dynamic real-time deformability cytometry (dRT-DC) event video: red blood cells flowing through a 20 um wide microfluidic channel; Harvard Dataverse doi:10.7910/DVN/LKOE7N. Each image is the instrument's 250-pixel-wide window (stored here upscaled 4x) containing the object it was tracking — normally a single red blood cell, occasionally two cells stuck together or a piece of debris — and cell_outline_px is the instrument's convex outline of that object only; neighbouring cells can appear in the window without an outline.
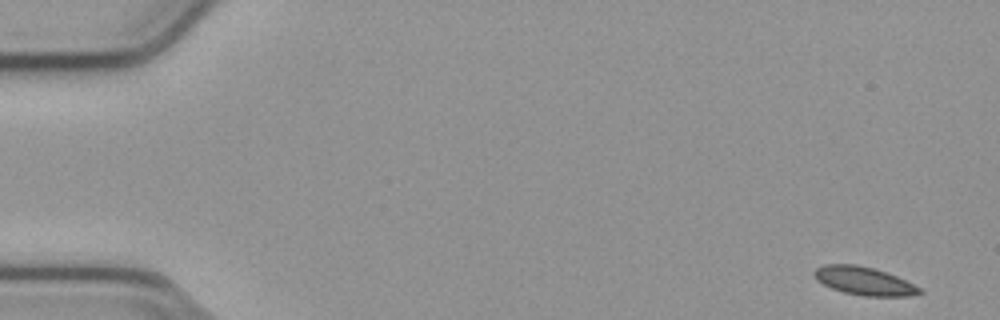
{"species": "common noctule bat (a hibernating species)", "species_latin": "Nyctalus noctula", "temperature_condition": "cold", "stored_images_in_passage": 53, "camera_frame_rate_fps": 3000, "um_per_image_px": 0.085, "animal": {"sex": "male", "body_mass_g": 23.1, "forearm_length_mm": 52.7}, "frame": {"image": 1, "passage_image": 1, "time_ms": 0.0, "image_size_px": [1000, 320], "cell_outline_px": [[924, 292], [908, 296], [864, 296], [844, 292], [832, 288], [816, 280], [812, 272], [816, 268], [824, 264], [856, 264], [872, 268], [896, 276], [920, 288]], "centroid_in_image_um": [73.4, 23.88], "position_along_channel_um": 11.6, "area_um2": 17.11}}
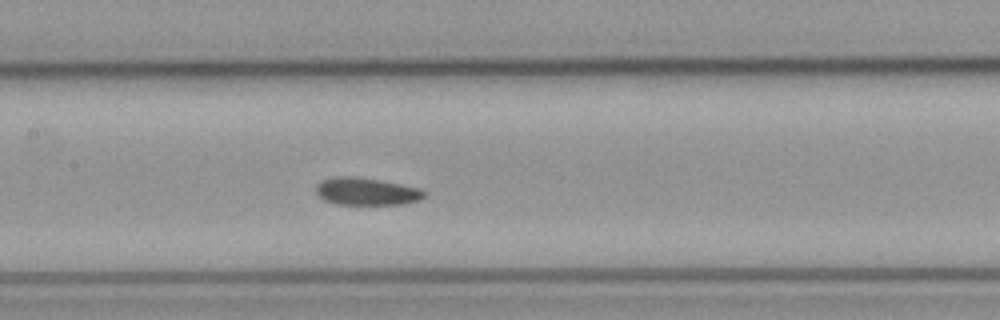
{"frame": {"image": 2, "passage_image": 25, "time_ms": 8.0, "image_size_px": [1000, 320], "cell_outline_px": [[428, 196], [420, 200], [404, 204], [336, 204], [324, 200], [316, 196], [316, 184], [320, 180], [336, 176], [356, 176], [380, 180], [420, 188], [428, 192]], "centroid_in_image_um": [31.16, 16.27], "position_along_channel_um": 176.2, "area_um2": 17.69}}
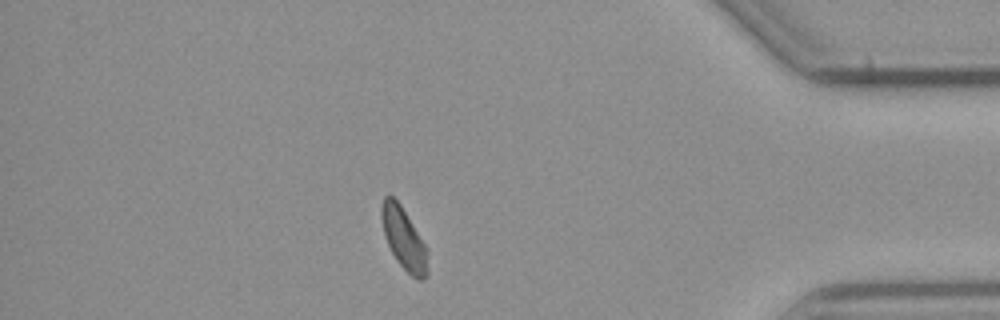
{"frame": {"image": 3, "passage_image": 46, "time_ms": 15.0, "image_size_px": [1000, 320], "cell_outline_px": [[428, 276], [424, 280], [420, 280], [412, 276], [396, 260], [384, 236], [380, 220], [380, 204], [384, 196], [392, 196], [400, 204], [428, 248]], "centroid_in_image_um": [34.32, 20.29], "position_along_channel_um": 400.9, "area_um2": 16.88}, "authors_computed_cell_mechanics": {"area_um2": 17.4556, "velocity_mm_per_s": 3.7779, "shape_relaxation_time_tau1_ms": 4.2009, "shape_relaxation_time_tau2_ms": 4.6653, "deformation_change_tau1": 0.0807, "deformation_change_tau2": 0.0926}}